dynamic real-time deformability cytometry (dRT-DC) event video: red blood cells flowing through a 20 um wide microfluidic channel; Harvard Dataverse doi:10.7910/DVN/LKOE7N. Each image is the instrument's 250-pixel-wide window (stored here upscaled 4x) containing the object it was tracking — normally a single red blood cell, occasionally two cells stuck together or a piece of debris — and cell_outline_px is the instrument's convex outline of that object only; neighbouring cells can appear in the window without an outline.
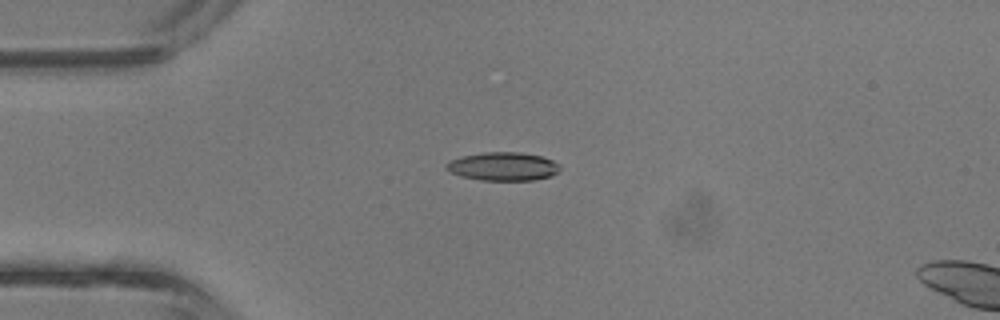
{"species": "common noctule bat (a hibernating species)", "species_latin": "Nyctalus noctula", "temperature_condition": "room temperature", "stored_images_in_passage": 4, "camera_frame_rate_fps": 3000, "um_per_image_px": 0.085, "animal": {"sex": "male", "body_mass_g": 13.3}, "frame": {"image": 1, "passage_image": 3, "time_ms": 0.667, "image_size_px": [1000, 320], "cell_outline_px": [[560, 168], [552, 176], [532, 180], [480, 180], [460, 176], [452, 172], [444, 164], [448, 160], [460, 156], [484, 152], [520, 152], [540, 156], [552, 160], [560, 164]], "centroid_in_image_um": [42.74, 14.14], "position_along_channel_um": 42.3, "area_um2": 18.84}}